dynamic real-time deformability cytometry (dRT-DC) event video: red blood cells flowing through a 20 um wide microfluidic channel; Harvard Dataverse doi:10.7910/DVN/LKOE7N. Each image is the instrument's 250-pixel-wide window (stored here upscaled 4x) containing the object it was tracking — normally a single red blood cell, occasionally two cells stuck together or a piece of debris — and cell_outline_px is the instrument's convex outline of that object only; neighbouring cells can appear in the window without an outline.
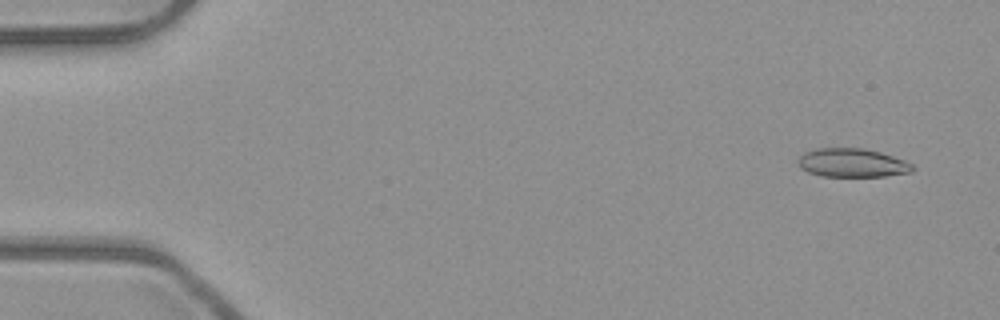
{"species": "common noctule bat (a hibernating species)", "species_latin": "Nyctalus noctula", "temperature_condition": "room temperature", "stored_images_in_passage": 52, "camera_frame_rate_fps": 3000, "um_per_image_px": 0.085, "animal": {"sex": "male", "body_mass_g": 23.1, "forearm_length_mm": 52.7}, "frame": {"image": 1, "passage_image": 3, "time_ms": 0.667, "image_size_px": [1000, 320], "cell_outline_px": [[916, 168], [912, 172], [884, 176], [820, 176], [808, 172], [800, 168], [796, 160], [804, 152], [816, 148], [864, 148], [880, 152], [904, 160], [912, 164]], "centroid_in_image_um": [72.42, 13.84], "position_along_channel_um": 12.6, "area_um2": 19.25}}
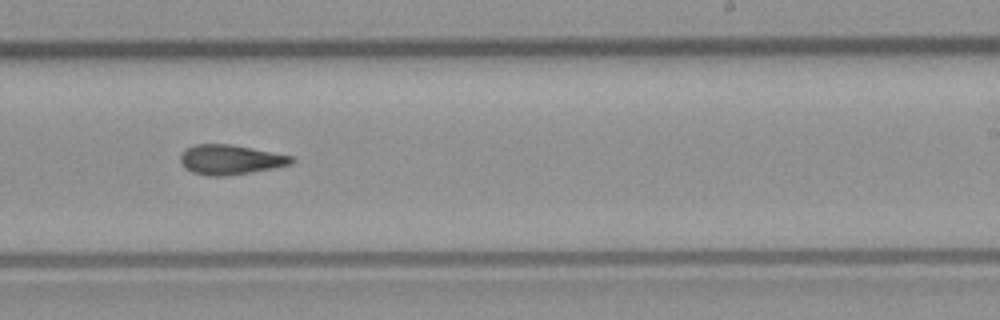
{"frame": {"image": 2, "passage_image": 32, "time_ms": 10.333, "image_size_px": [1000, 320], "cell_outline_px": [[296, 160], [292, 164], [272, 168], [224, 176], [208, 176], [192, 172], [184, 168], [180, 160], [180, 152], [184, 148], [192, 144], [232, 144], [292, 156]], "centroid_in_image_um": [19.52, 13.55], "position_along_channel_um": 269.5, "area_um2": 19.36}}
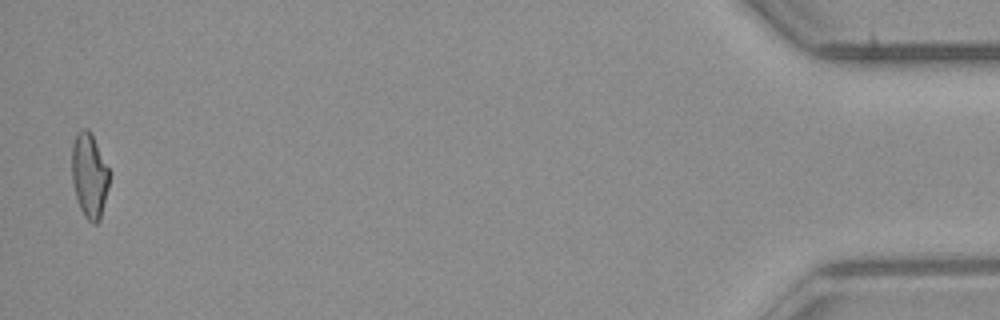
{"frame": {"image": 3, "passage_image": 51, "time_ms": 16.667, "image_size_px": [1000, 320], "cell_outline_px": [[108, 188], [100, 220], [96, 224], [92, 224], [84, 216], [80, 208], [76, 196], [72, 180], [72, 144], [76, 132], [84, 128], [88, 128], [92, 132], [108, 168]], "centroid_in_image_um": [7.58, 14.89], "position_along_channel_um": 427.6, "area_um2": 18.5}, "authors_computed_cell_mechanics": {"area_um2": 19.3341, "velocity_mm_per_s": 4.001, "shape_relaxation_time_tau1_ms": null, "shape_relaxation_time_tau2_ms": 4.8717, "deformation_change_tau1": null, "deformation_change_tau2": 0.152}}